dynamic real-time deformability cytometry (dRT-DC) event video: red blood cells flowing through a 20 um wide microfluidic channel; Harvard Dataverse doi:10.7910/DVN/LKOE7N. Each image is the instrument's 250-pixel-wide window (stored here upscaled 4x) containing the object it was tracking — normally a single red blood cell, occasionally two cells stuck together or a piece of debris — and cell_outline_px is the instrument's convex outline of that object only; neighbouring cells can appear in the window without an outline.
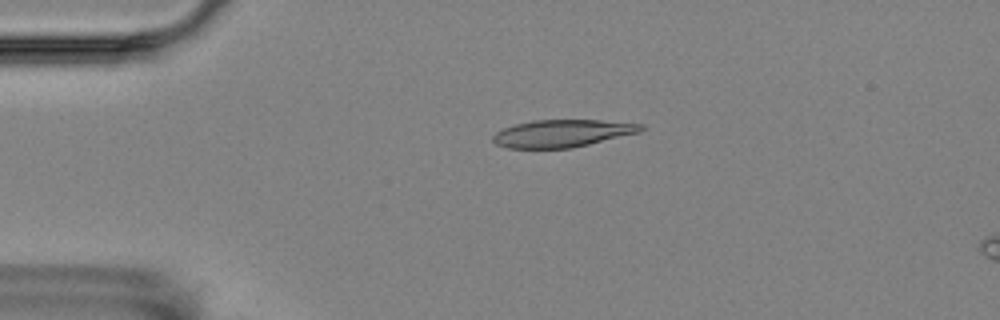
{"species": "Egyptian fruit bat (a non-hibernating species)", "species_latin": "Rousettus aegyptiacus", "temperature_condition": "room temperature", "stored_images_in_passage": 4, "camera_frame_rate_fps": 3000, "um_per_image_px": 0.085, "animal": {"sex": "female"}, "frame": {"image": 1, "passage_image": 3, "time_ms": 3.0, "image_size_px": [1000, 320], "cell_outline_px": [[644, 128], [640, 132], [572, 148], [508, 148], [496, 144], [492, 140], [492, 136], [496, 132], [504, 128], [516, 124], [532, 120], [600, 120], [644, 124]], "centroid_in_image_um": [47.79, 11.33], "position_along_channel_um": 37.2, "area_um2": 23.58}}